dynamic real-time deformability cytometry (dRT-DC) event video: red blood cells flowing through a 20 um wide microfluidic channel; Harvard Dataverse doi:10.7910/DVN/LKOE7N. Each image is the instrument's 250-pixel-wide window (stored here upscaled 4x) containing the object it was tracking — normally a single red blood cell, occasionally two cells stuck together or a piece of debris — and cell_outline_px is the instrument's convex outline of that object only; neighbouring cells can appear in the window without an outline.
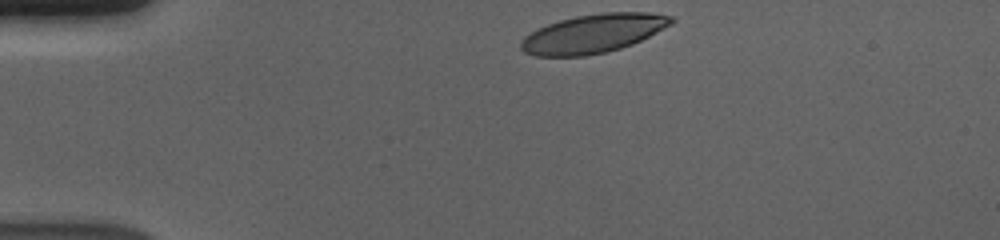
{"species": "human", "species_latin": "Homo sapiens", "temperature_condition": "cold", "stored_images_in_passage": 37, "camera_frame_rate_fps": 3000, "um_per_image_px": 0.085, "donor": {"sex": "male"}, "frame": {"image": 1, "passage_image": 1, "time_ms": 0.0, "image_size_px": [1000, 240], "cell_outline_px": [[676, 20], [672, 24], [632, 44], [620, 48], [604, 52], [584, 56], [536, 56], [524, 52], [520, 48], [520, 40], [524, 36], [548, 24], [560, 20], [576, 16], [600, 12], [648, 12], [672, 16]], "centroid_in_image_um": [50.42, 2.84], "position_along_channel_um": 34.6, "area_um2": 33.76}}
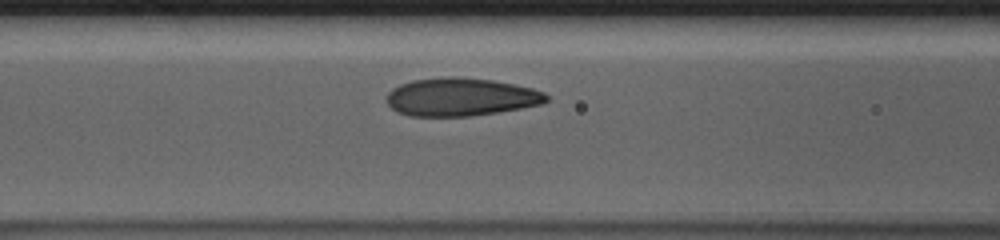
{"frame": {"image": 2, "passage_image": 13, "time_ms": 4.0, "image_size_px": [1000, 240], "cell_outline_px": [[548, 100], [540, 104], [520, 108], [472, 116], [408, 116], [396, 112], [384, 100], [388, 92], [392, 88], [400, 84], [412, 80], [448, 76], [456, 76], [492, 80], [532, 88], [544, 92], [548, 96]], "centroid_in_image_um": [39.11, 8.24], "position_along_channel_um": 127.5, "area_um2": 35.55}}
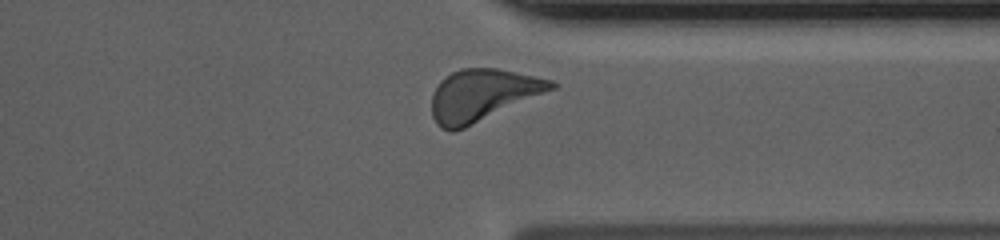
{"frame": {"image": 3, "passage_image": 33, "time_ms": 10.667, "image_size_px": [1000, 240], "cell_outline_px": [[556, 88], [464, 128], [452, 132], [440, 128], [436, 124], [432, 116], [432, 96], [440, 80], [452, 72], [460, 68], [496, 68], [552, 80], [556, 84]], "centroid_in_image_um": [40.97, 8.09], "position_along_channel_um": 370.4, "area_um2": 35.72}, "authors_computed_cell_mechanics": {"area_um2": 34.9112, "velocity_mm_per_s": 3.6522, "shape_relaxation_time_tau1_ms": 4.2828, "shape_relaxation_time_tau2_ms": 0.9794, "deformation_change_tau1": 0.1714, "deformation_change_tau2": 0.0615}}